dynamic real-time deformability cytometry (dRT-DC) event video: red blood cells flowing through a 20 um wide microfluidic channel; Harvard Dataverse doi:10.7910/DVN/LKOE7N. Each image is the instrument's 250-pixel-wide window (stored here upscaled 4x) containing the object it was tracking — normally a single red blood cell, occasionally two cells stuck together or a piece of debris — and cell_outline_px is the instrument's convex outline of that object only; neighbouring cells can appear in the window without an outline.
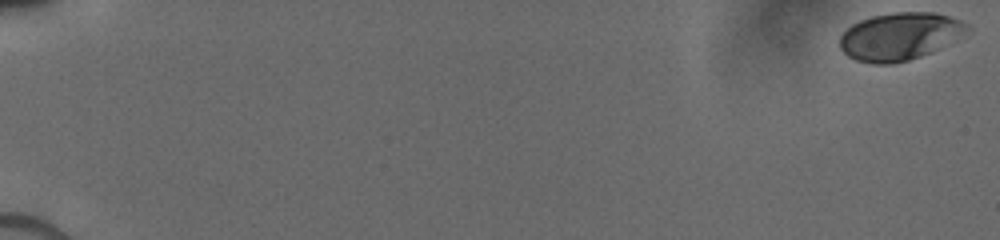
{"species": "human", "species_latin": "Homo sapiens", "temperature_condition": "cold", "stored_images_in_passage": 52, "camera_frame_rate_fps": 3000, "um_per_image_px": 0.085, "donor": {"sex": "male"}, "frame": {"image": 1, "passage_image": 1, "time_ms": 0.0, "image_size_px": [1000, 240], "cell_outline_px": [[972, 28], [956, 40], [932, 52], [908, 60], [892, 64], [872, 64], [856, 60], [848, 56], [840, 48], [840, 36], [852, 24], [860, 20], [872, 16], [896, 12], [936, 12], [960, 20], [968, 24]], "centroid_in_image_um": [76.5, 3.09], "position_along_channel_um": 8.5, "area_um2": 35.43}}
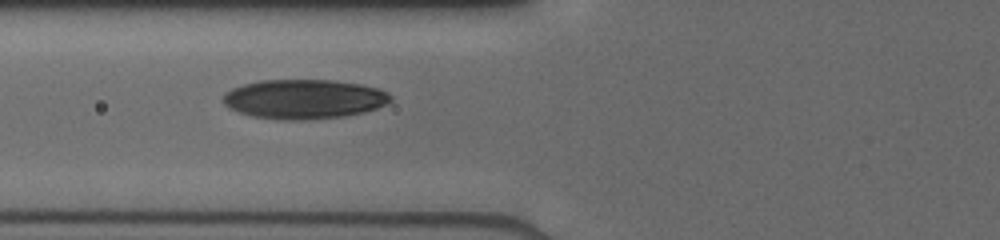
{"frame": {"image": 2, "passage_image": 20, "time_ms": 7.333, "image_size_px": [1000, 240], "cell_outline_px": [[392, 100], [388, 104], [364, 112], [348, 116], [304, 120], [280, 120], [252, 116], [228, 108], [224, 104], [224, 92], [232, 88], [244, 84], [260, 80], [332, 80], [360, 84], [380, 88], [388, 92], [392, 96]], "centroid_in_image_um": [25.87, 8.42], "position_along_channel_um": 99.9, "area_um2": 38.84}}
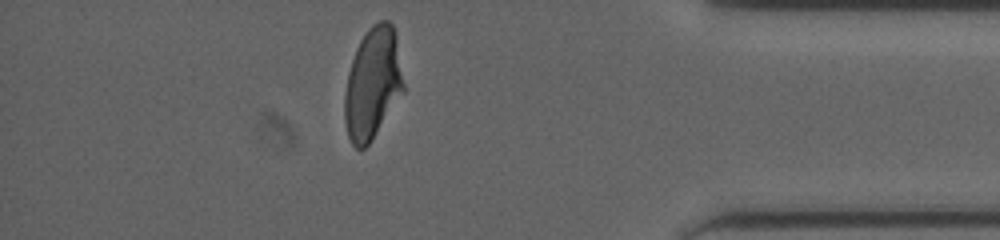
{"frame": {"image": 3, "passage_image": 40, "time_ms": 15.333, "image_size_px": [1000, 240], "cell_outline_px": [[404, 92], [368, 144], [364, 148], [356, 148], [352, 144], [348, 136], [344, 120], [344, 92], [348, 72], [356, 48], [360, 40], [368, 28], [372, 24], [380, 20], [388, 20], [392, 24], [396, 36], [404, 84]], "centroid_in_image_um": [31.66, 7.07], "position_along_channel_um": 403.5, "area_um2": 38.21}}